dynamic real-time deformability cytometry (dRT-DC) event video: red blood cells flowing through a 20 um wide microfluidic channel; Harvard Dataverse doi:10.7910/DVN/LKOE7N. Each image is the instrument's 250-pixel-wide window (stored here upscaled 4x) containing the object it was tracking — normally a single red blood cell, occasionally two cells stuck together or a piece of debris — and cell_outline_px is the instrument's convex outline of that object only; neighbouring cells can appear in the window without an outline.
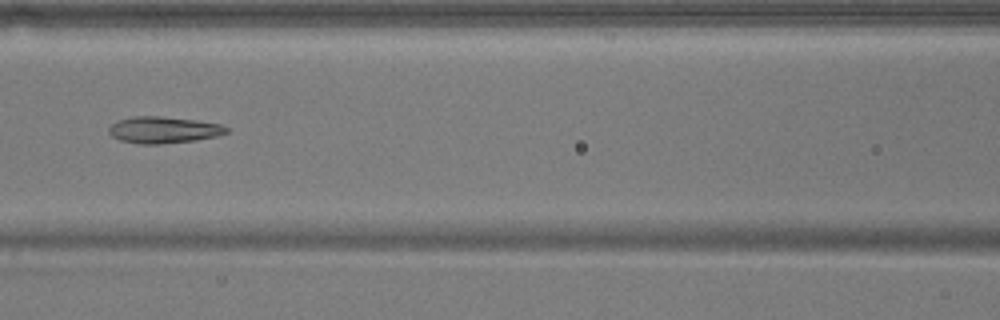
{"species": "common noctule bat (a hibernating species)", "species_latin": "Nyctalus noctula", "temperature_condition": "warm", "stored_images_in_passage": 3, "camera_frame_rate_fps": 3000, "um_per_image_px": 0.085, "animal": {"sex": "male", "body_mass_g": 17.9}, "frame": {"image": 1, "passage_image": 3, "time_ms": 2.333, "image_size_px": [1000, 320], "cell_outline_px": [[228, 132], [216, 136], [196, 140], [160, 144], [140, 144], [120, 140], [112, 136], [108, 132], [108, 128], [116, 120], [132, 116], [160, 116], [196, 120], [220, 124], [228, 128]], "centroid_in_image_um": [13.86, 11.03], "position_along_channel_um": 152.7, "area_um2": 18.26}}